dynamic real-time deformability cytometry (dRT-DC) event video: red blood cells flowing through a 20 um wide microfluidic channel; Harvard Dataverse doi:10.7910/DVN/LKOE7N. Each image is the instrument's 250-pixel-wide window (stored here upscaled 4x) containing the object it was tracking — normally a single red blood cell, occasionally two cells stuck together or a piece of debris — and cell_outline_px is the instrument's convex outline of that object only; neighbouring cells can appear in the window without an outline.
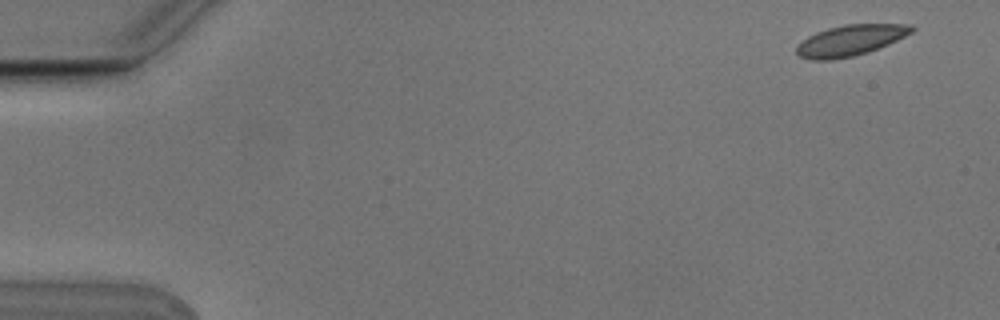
{"species": "Egyptian fruit bat (a non-hibernating species)", "species_latin": "Rousettus aegyptiacus", "temperature_condition": "cold", "stored_images_in_passage": 5, "camera_frame_rate_fps": 3000, "um_per_image_px": 0.085, "animal": {"sex": "male"}, "frame": {"image": 1, "passage_image": 1, "time_ms": 0.0, "image_size_px": [1000, 320], "cell_outline_px": [[916, 28], [912, 32], [888, 44], [852, 56], [828, 60], [812, 60], [800, 56], [796, 52], [796, 44], [808, 36], [816, 32], [828, 28], [844, 24], [912, 24]], "centroid_in_image_um": [72.25, 3.41], "position_along_channel_um": 12.8, "area_um2": 20.46}}